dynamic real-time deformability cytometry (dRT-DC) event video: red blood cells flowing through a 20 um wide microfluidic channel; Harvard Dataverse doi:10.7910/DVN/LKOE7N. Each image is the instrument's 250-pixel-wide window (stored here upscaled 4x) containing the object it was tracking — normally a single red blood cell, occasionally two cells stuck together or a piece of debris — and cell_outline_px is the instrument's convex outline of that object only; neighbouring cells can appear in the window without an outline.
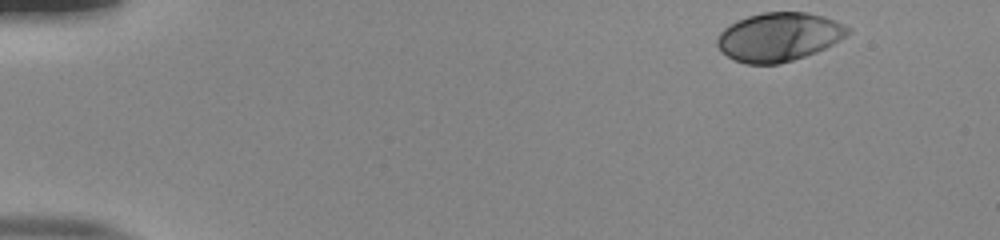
{"species": "human", "species_latin": "Homo sapiens", "temperature_condition": "room temperature", "stored_images_in_passage": 49, "camera_frame_rate_fps": 3000, "um_per_image_px": 0.085, "donor": {"sex": "male"}, "frame": {"image": 1, "passage_image": 1, "time_ms": 0.0, "image_size_px": [1000, 240], "cell_outline_px": [[852, 32], [840, 40], [816, 52], [792, 60], [776, 64], [744, 64], [720, 52], [716, 44], [716, 40], [720, 32], [724, 28], [748, 16], [764, 12], [808, 12], [824, 16], [836, 20], [852, 28]], "centroid_in_image_um": [66.23, 3.13], "position_along_channel_um": 18.8, "area_um2": 37.11}}
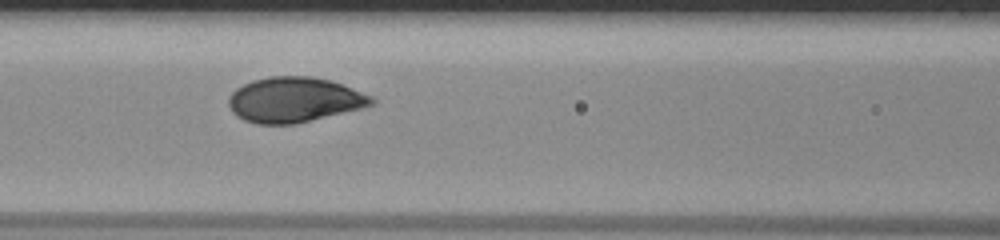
{"frame": {"image": 2, "passage_image": 20, "time_ms": 6.333, "image_size_px": [1000, 240], "cell_outline_px": [[376, 104], [296, 124], [256, 124], [244, 120], [236, 116], [232, 112], [228, 104], [228, 96], [236, 88], [252, 80], [272, 76], [312, 76], [332, 80], [372, 96], [376, 100]], "centroid_in_image_um": [25.0, 8.48], "position_along_channel_um": 141.6, "area_um2": 37.74}}
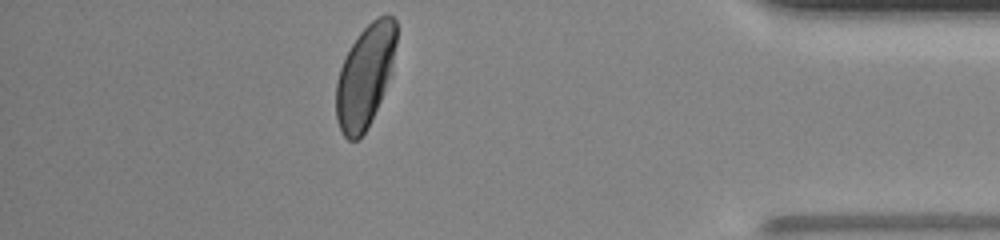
{"frame": {"image": 3, "passage_image": 43, "time_ms": 14.0, "image_size_px": [1000, 240], "cell_outline_px": [[396, 44], [392, 76], [368, 128], [356, 140], [348, 140], [340, 132], [336, 120], [336, 84], [340, 68], [344, 56], [360, 32], [372, 20], [380, 16], [392, 16], [396, 20]], "centroid_in_image_um": [31.04, 6.49], "position_along_channel_um": 404.2, "area_um2": 36.36}, "authors_computed_cell_mechanics": {"area_um2": 37.281, "velocity_mm_per_s": 3.8778, "shape_relaxation_time_tau1_ms": 3.0784, "shape_relaxation_time_tau2_ms": null, "deformation_change_tau1": 0.1589, "deformation_change_tau2": null}}